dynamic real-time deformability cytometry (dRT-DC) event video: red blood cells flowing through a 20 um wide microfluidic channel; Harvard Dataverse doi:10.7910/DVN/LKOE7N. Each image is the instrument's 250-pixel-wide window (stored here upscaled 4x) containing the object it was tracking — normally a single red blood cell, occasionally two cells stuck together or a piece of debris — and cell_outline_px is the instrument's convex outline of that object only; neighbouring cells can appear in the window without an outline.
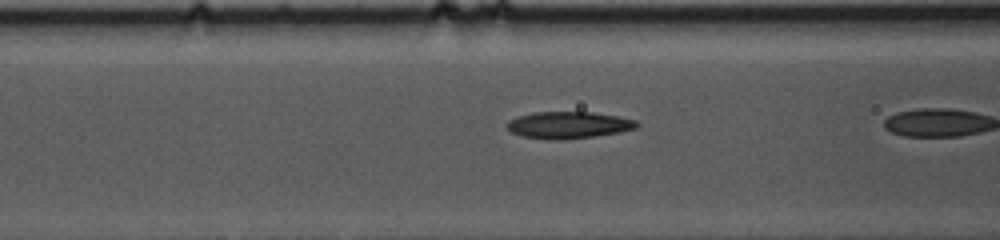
{"species": "common noctule bat (a hibernating species)", "species_latin": "Nyctalus noctula", "temperature_condition": "cold", "stored_images_in_passage": 17, "camera_frame_rate_fps": 3000, "um_per_image_px": 0.085, "animal": {"sex": "female", "body_mass_g": 10.0, "forearm_length_mm": 53.1}, "frame": {"image": 1, "passage_image": 16, "time_ms": 5.0, "image_size_px": [1000, 240], "cell_outline_px": [[640, 124], [636, 128], [620, 132], [592, 136], [560, 140], [548, 140], [524, 136], [512, 132], [508, 128], [508, 120], [516, 116], [536, 112], [592, 112], [616, 116], [636, 120]], "centroid_in_image_um": [48.32, 10.62], "position_along_channel_um": 118.3, "area_um2": 20.17}}